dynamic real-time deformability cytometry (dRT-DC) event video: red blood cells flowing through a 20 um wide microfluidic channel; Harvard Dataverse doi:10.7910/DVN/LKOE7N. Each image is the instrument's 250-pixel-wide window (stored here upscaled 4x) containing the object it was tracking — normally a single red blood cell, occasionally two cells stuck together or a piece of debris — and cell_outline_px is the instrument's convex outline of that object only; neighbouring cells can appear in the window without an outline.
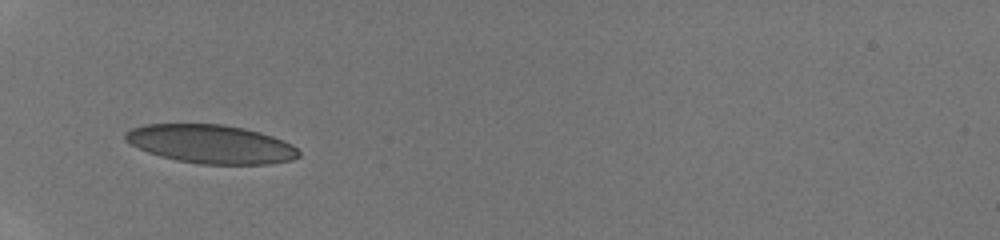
{"species": "human", "species_latin": "Homo sapiens", "temperature_condition": "room temperature", "stored_images_in_passage": 47, "camera_frame_rate_fps": 3000, "um_per_image_px": 0.085, "donor": {"sex": "male"}, "frame": {"image": 1, "passage_image": 1, "time_ms": 0.0, "image_size_px": [1000, 240], "cell_outline_px": [[300, 156], [292, 160], [268, 164], [200, 164], [176, 160], [160, 156], [148, 152], [124, 140], [124, 132], [132, 128], [144, 124], [224, 124], [244, 128], [260, 132], [284, 140], [292, 144], [300, 152]], "centroid_in_image_um": [17.94, 12.24], "position_along_channel_um": 67.1, "area_um2": 39.13}}
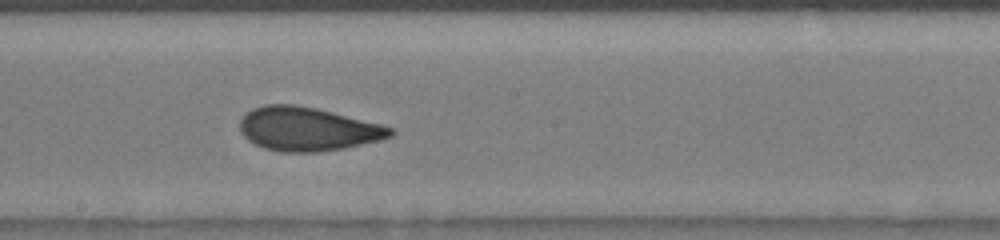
{"frame": {"image": 2, "passage_image": 21, "time_ms": 4.0, "image_size_px": [1000, 240], "cell_outline_px": [[396, 132], [392, 136], [380, 140], [344, 148], [316, 152], [280, 152], [264, 148], [248, 140], [240, 132], [240, 120], [252, 108], [264, 104], [292, 104], [316, 108], [396, 128]], "centroid_in_image_um": [26.15, 10.97], "position_along_channel_um": 222.0, "area_um2": 38.32}}
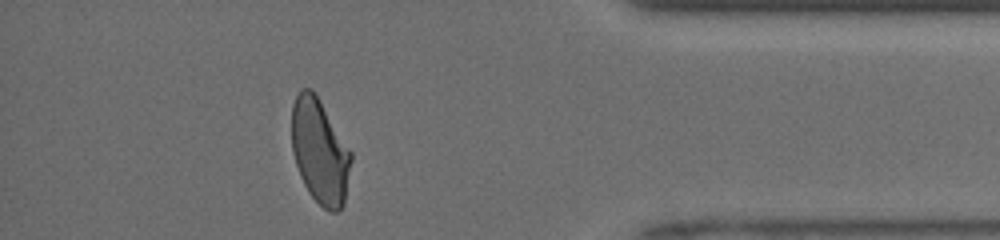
{"frame": {"image": 3, "passage_image": 41, "time_ms": 9.0, "image_size_px": [1000, 240], "cell_outline_px": [[352, 160], [344, 204], [336, 212], [328, 212], [308, 192], [300, 176], [292, 152], [292, 104], [300, 88], [312, 88], [316, 92], [352, 152]], "centroid_in_image_um": [27.19, 12.84], "position_along_channel_um": 408.0, "area_um2": 36.59}, "authors_computed_cell_mechanics": {"area_um2": 37.6278, "velocity_mm_per_s": 4.1768, "shape_relaxation_time_tau1_ms": 4.9133, "shape_relaxation_time_tau2_ms": 0.8437, "deformation_change_tau1": 0.1474, "deformation_change_tau2": 0.0618}}